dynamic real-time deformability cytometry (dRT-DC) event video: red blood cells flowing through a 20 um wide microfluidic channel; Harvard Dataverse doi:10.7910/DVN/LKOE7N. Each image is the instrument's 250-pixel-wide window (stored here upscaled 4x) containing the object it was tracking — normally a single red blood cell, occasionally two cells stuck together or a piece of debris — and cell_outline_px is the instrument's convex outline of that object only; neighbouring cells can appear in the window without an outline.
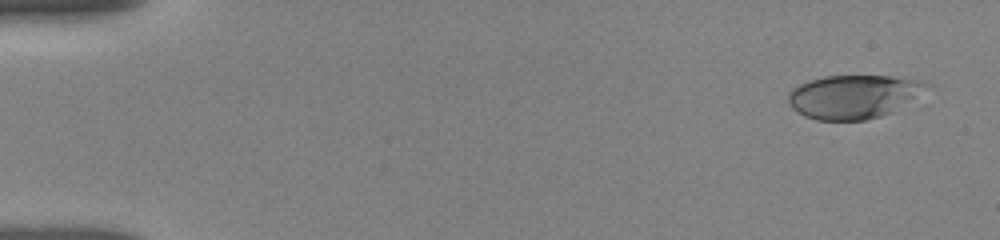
{"species": "human", "species_latin": "Homo sapiens", "temperature_condition": "room temperature", "stored_images_in_passage": 13, "camera_frame_rate_fps": 3000, "um_per_image_px": 0.085, "donor": {"sex": "female"}, "frame": {"image": 1, "passage_image": 1, "time_ms": 0.0, "image_size_px": [1000, 240], "cell_outline_px": [[932, 84], [892, 112], [880, 116], [864, 120], [816, 120], [804, 116], [792, 108], [788, 104], [788, 92], [792, 88], [808, 80], [824, 76], [888, 76], [924, 80]], "centroid_in_image_um": [72.5, 8.2], "position_along_channel_um": 12.5, "area_um2": 34.97}}
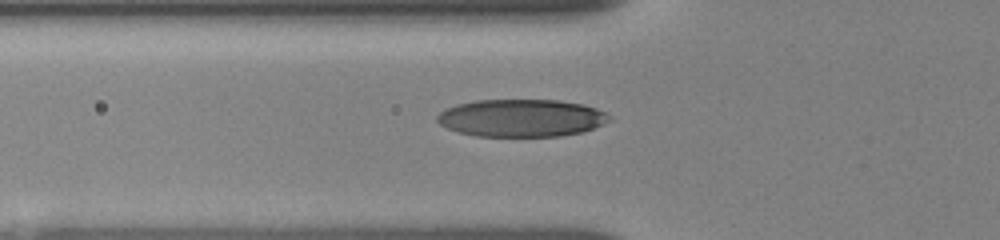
{"frame": {"image": 2, "passage_image": 10, "time_ms": 5.333, "image_size_px": [1000, 240], "cell_outline_px": [[612, 120], [604, 124], [584, 132], [560, 136], [476, 136], [460, 132], [448, 128], [440, 124], [436, 120], [436, 116], [440, 112], [456, 104], [476, 100], [560, 100], [584, 104], [596, 108], [612, 116]], "centroid_in_image_um": [44.36, 10.03], "position_along_channel_um": 81.4, "area_um2": 37.86}}
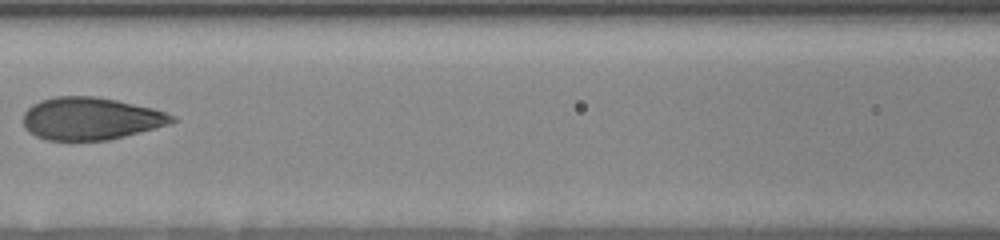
{"frame": {"image": 3, "passage_image": 13, "time_ms": 7.333, "image_size_px": [1000, 240], "cell_outline_px": [[176, 120], [168, 124], [124, 136], [108, 140], [48, 140], [36, 136], [28, 132], [24, 128], [24, 112], [32, 104], [40, 100], [56, 96], [96, 96], [116, 100], [152, 108], [176, 116]], "centroid_in_image_um": [7.67, 10.07], "position_along_channel_um": 158.9, "area_um2": 36.65}}